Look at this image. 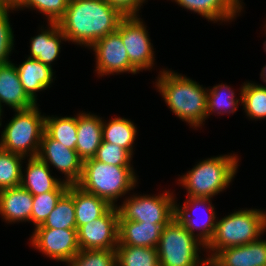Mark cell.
<instances>
[{"mask_svg": "<svg viewBox=\"0 0 266 266\" xmlns=\"http://www.w3.org/2000/svg\"><path fill=\"white\" fill-rule=\"evenodd\" d=\"M124 17L106 0H69L58 25L67 40L91 47L99 38L115 32Z\"/></svg>", "mask_w": 266, "mask_h": 266, "instance_id": "1", "label": "cell"}, {"mask_svg": "<svg viewBox=\"0 0 266 266\" xmlns=\"http://www.w3.org/2000/svg\"><path fill=\"white\" fill-rule=\"evenodd\" d=\"M156 87L173 113L192 127L207 118V91L186 76L163 70Z\"/></svg>", "mask_w": 266, "mask_h": 266, "instance_id": "2", "label": "cell"}, {"mask_svg": "<svg viewBox=\"0 0 266 266\" xmlns=\"http://www.w3.org/2000/svg\"><path fill=\"white\" fill-rule=\"evenodd\" d=\"M134 173L131 166H114L89 158L83 161L82 174L76 185L106 200L111 206H117L116 199L136 186Z\"/></svg>", "mask_w": 266, "mask_h": 266, "instance_id": "3", "label": "cell"}, {"mask_svg": "<svg viewBox=\"0 0 266 266\" xmlns=\"http://www.w3.org/2000/svg\"><path fill=\"white\" fill-rule=\"evenodd\" d=\"M266 229V212L257 209L236 211L219 221L212 239L204 247L215 251L208 261L227 247L241 246L258 240Z\"/></svg>", "mask_w": 266, "mask_h": 266, "instance_id": "4", "label": "cell"}, {"mask_svg": "<svg viewBox=\"0 0 266 266\" xmlns=\"http://www.w3.org/2000/svg\"><path fill=\"white\" fill-rule=\"evenodd\" d=\"M237 159L234 154L208 158L199 162L178 181L187 189L188 197L211 198L232 181L237 171Z\"/></svg>", "mask_w": 266, "mask_h": 266, "instance_id": "5", "label": "cell"}, {"mask_svg": "<svg viewBox=\"0 0 266 266\" xmlns=\"http://www.w3.org/2000/svg\"><path fill=\"white\" fill-rule=\"evenodd\" d=\"M1 135L0 148L25 157H37L45 131V116L35 105L27 110H17ZM30 152V153H28Z\"/></svg>", "mask_w": 266, "mask_h": 266, "instance_id": "6", "label": "cell"}, {"mask_svg": "<svg viewBox=\"0 0 266 266\" xmlns=\"http://www.w3.org/2000/svg\"><path fill=\"white\" fill-rule=\"evenodd\" d=\"M201 245L204 247L176 217L173 218L163 227L157 246L160 266H208V259L201 262L198 255Z\"/></svg>", "mask_w": 266, "mask_h": 266, "instance_id": "7", "label": "cell"}, {"mask_svg": "<svg viewBox=\"0 0 266 266\" xmlns=\"http://www.w3.org/2000/svg\"><path fill=\"white\" fill-rule=\"evenodd\" d=\"M173 193L169 191L159 196H131L117 207L119 220L137 221L151 224H168L175 218Z\"/></svg>", "mask_w": 266, "mask_h": 266, "instance_id": "8", "label": "cell"}, {"mask_svg": "<svg viewBox=\"0 0 266 266\" xmlns=\"http://www.w3.org/2000/svg\"><path fill=\"white\" fill-rule=\"evenodd\" d=\"M117 206H112L103 216L77 230L80 250H116L118 246Z\"/></svg>", "mask_w": 266, "mask_h": 266, "instance_id": "9", "label": "cell"}, {"mask_svg": "<svg viewBox=\"0 0 266 266\" xmlns=\"http://www.w3.org/2000/svg\"><path fill=\"white\" fill-rule=\"evenodd\" d=\"M148 31L137 16L121 20V40L127 50L130 64L137 70L149 69L154 64V51Z\"/></svg>", "mask_w": 266, "mask_h": 266, "instance_id": "10", "label": "cell"}, {"mask_svg": "<svg viewBox=\"0 0 266 266\" xmlns=\"http://www.w3.org/2000/svg\"><path fill=\"white\" fill-rule=\"evenodd\" d=\"M96 55V71L98 75H109L115 72H131L136 74L138 71L130 64L127 50L121 40V22L118 29L103 38H99L91 49Z\"/></svg>", "mask_w": 266, "mask_h": 266, "instance_id": "11", "label": "cell"}, {"mask_svg": "<svg viewBox=\"0 0 266 266\" xmlns=\"http://www.w3.org/2000/svg\"><path fill=\"white\" fill-rule=\"evenodd\" d=\"M31 238L32 246L57 261L67 262L80 251L77 229L35 228Z\"/></svg>", "mask_w": 266, "mask_h": 266, "instance_id": "12", "label": "cell"}, {"mask_svg": "<svg viewBox=\"0 0 266 266\" xmlns=\"http://www.w3.org/2000/svg\"><path fill=\"white\" fill-rule=\"evenodd\" d=\"M37 157L49 166V163L66 176L68 184H76L81 177L83 160L76 150L63 146L43 132Z\"/></svg>", "mask_w": 266, "mask_h": 266, "instance_id": "13", "label": "cell"}, {"mask_svg": "<svg viewBox=\"0 0 266 266\" xmlns=\"http://www.w3.org/2000/svg\"><path fill=\"white\" fill-rule=\"evenodd\" d=\"M207 203H209L208 208L206 209L207 216L205 217V220L203 218H200L202 222L198 223L197 220L199 218L196 217V215L195 216L192 215L191 212L189 211L193 207L197 208L200 206H205ZM175 217L190 234L195 235L194 231L196 229L199 230L200 232L199 234L196 235V237H198V239L200 240L201 243L204 244V246H206L209 243V241L212 239L216 229L217 219L214 211V206H212L210 198L189 197L188 200L184 203L182 208H180L179 205L175 204Z\"/></svg>", "mask_w": 266, "mask_h": 266, "instance_id": "14", "label": "cell"}, {"mask_svg": "<svg viewBox=\"0 0 266 266\" xmlns=\"http://www.w3.org/2000/svg\"><path fill=\"white\" fill-rule=\"evenodd\" d=\"M208 266H266V241L258 240L219 250Z\"/></svg>", "mask_w": 266, "mask_h": 266, "instance_id": "15", "label": "cell"}, {"mask_svg": "<svg viewBox=\"0 0 266 266\" xmlns=\"http://www.w3.org/2000/svg\"><path fill=\"white\" fill-rule=\"evenodd\" d=\"M17 110H27L37 105L24 91L16 66L9 62L0 65V114L2 103Z\"/></svg>", "mask_w": 266, "mask_h": 266, "instance_id": "16", "label": "cell"}, {"mask_svg": "<svg viewBox=\"0 0 266 266\" xmlns=\"http://www.w3.org/2000/svg\"><path fill=\"white\" fill-rule=\"evenodd\" d=\"M165 225L118 220V245L157 248Z\"/></svg>", "mask_w": 266, "mask_h": 266, "instance_id": "17", "label": "cell"}, {"mask_svg": "<svg viewBox=\"0 0 266 266\" xmlns=\"http://www.w3.org/2000/svg\"><path fill=\"white\" fill-rule=\"evenodd\" d=\"M26 175L22 173L20 186L33 196L53 190H68L70 184L51 176L49 166L38 157H30Z\"/></svg>", "mask_w": 266, "mask_h": 266, "instance_id": "18", "label": "cell"}, {"mask_svg": "<svg viewBox=\"0 0 266 266\" xmlns=\"http://www.w3.org/2000/svg\"><path fill=\"white\" fill-rule=\"evenodd\" d=\"M102 118L96 115L81 113L77 115L76 152L84 161L93 158L103 141Z\"/></svg>", "mask_w": 266, "mask_h": 266, "instance_id": "19", "label": "cell"}, {"mask_svg": "<svg viewBox=\"0 0 266 266\" xmlns=\"http://www.w3.org/2000/svg\"><path fill=\"white\" fill-rule=\"evenodd\" d=\"M33 195L21 186L0 190V214L9 222L29 221Z\"/></svg>", "mask_w": 266, "mask_h": 266, "instance_id": "20", "label": "cell"}, {"mask_svg": "<svg viewBox=\"0 0 266 266\" xmlns=\"http://www.w3.org/2000/svg\"><path fill=\"white\" fill-rule=\"evenodd\" d=\"M16 69L24 91L36 103V92L46 90L53 81L52 67L28 57Z\"/></svg>", "mask_w": 266, "mask_h": 266, "instance_id": "21", "label": "cell"}, {"mask_svg": "<svg viewBox=\"0 0 266 266\" xmlns=\"http://www.w3.org/2000/svg\"><path fill=\"white\" fill-rule=\"evenodd\" d=\"M49 25L48 30L46 29L41 34L31 38V56L29 58L37 59L51 67V62L59 55L61 39L62 41H67V39L58 22H49Z\"/></svg>", "mask_w": 266, "mask_h": 266, "instance_id": "22", "label": "cell"}, {"mask_svg": "<svg viewBox=\"0 0 266 266\" xmlns=\"http://www.w3.org/2000/svg\"><path fill=\"white\" fill-rule=\"evenodd\" d=\"M76 229L103 216L112 206L95 194L88 193L73 184Z\"/></svg>", "mask_w": 266, "mask_h": 266, "instance_id": "23", "label": "cell"}, {"mask_svg": "<svg viewBox=\"0 0 266 266\" xmlns=\"http://www.w3.org/2000/svg\"><path fill=\"white\" fill-rule=\"evenodd\" d=\"M178 5L208 19V21H228L242 10L234 0H175Z\"/></svg>", "mask_w": 266, "mask_h": 266, "instance_id": "24", "label": "cell"}, {"mask_svg": "<svg viewBox=\"0 0 266 266\" xmlns=\"http://www.w3.org/2000/svg\"><path fill=\"white\" fill-rule=\"evenodd\" d=\"M35 228L76 229L73 184L69 185L43 224Z\"/></svg>", "mask_w": 266, "mask_h": 266, "instance_id": "25", "label": "cell"}, {"mask_svg": "<svg viewBox=\"0 0 266 266\" xmlns=\"http://www.w3.org/2000/svg\"><path fill=\"white\" fill-rule=\"evenodd\" d=\"M136 126L128 119L116 117L109 123H102L103 142H108L126 149L133 155V143L136 137Z\"/></svg>", "mask_w": 266, "mask_h": 266, "instance_id": "26", "label": "cell"}, {"mask_svg": "<svg viewBox=\"0 0 266 266\" xmlns=\"http://www.w3.org/2000/svg\"><path fill=\"white\" fill-rule=\"evenodd\" d=\"M45 132L63 146L76 150L77 117H45Z\"/></svg>", "mask_w": 266, "mask_h": 266, "instance_id": "27", "label": "cell"}, {"mask_svg": "<svg viewBox=\"0 0 266 266\" xmlns=\"http://www.w3.org/2000/svg\"><path fill=\"white\" fill-rule=\"evenodd\" d=\"M117 266H160L157 248L118 245Z\"/></svg>", "mask_w": 266, "mask_h": 266, "instance_id": "28", "label": "cell"}, {"mask_svg": "<svg viewBox=\"0 0 266 266\" xmlns=\"http://www.w3.org/2000/svg\"><path fill=\"white\" fill-rule=\"evenodd\" d=\"M240 94V100L247 116L254 119L266 118V85L245 83Z\"/></svg>", "mask_w": 266, "mask_h": 266, "instance_id": "29", "label": "cell"}, {"mask_svg": "<svg viewBox=\"0 0 266 266\" xmlns=\"http://www.w3.org/2000/svg\"><path fill=\"white\" fill-rule=\"evenodd\" d=\"M23 158L25 157L0 148V190L20 186Z\"/></svg>", "mask_w": 266, "mask_h": 266, "instance_id": "30", "label": "cell"}, {"mask_svg": "<svg viewBox=\"0 0 266 266\" xmlns=\"http://www.w3.org/2000/svg\"><path fill=\"white\" fill-rule=\"evenodd\" d=\"M234 95L233 90L223 84L207 90V117L216 111L217 114L234 113L239 102V99H235Z\"/></svg>", "mask_w": 266, "mask_h": 266, "instance_id": "31", "label": "cell"}, {"mask_svg": "<svg viewBox=\"0 0 266 266\" xmlns=\"http://www.w3.org/2000/svg\"><path fill=\"white\" fill-rule=\"evenodd\" d=\"M66 263L68 266H117L116 250H80Z\"/></svg>", "mask_w": 266, "mask_h": 266, "instance_id": "32", "label": "cell"}, {"mask_svg": "<svg viewBox=\"0 0 266 266\" xmlns=\"http://www.w3.org/2000/svg\"><path fill=\"white\" fill-rule=\"evenodd\" d=\"M66 191L67 190H53L40 195H34L30 221H32L36 227L42 225L55 208L60 197Z\"/></svg>", "mask_w": 266, "mask_h": 266, "instance_id": "33", "label": "cell"}, {"mask_svg": "<svg viewBox=\"0 0 266 266\" xmlns=\"http://www.w3.org/2000/svg\"><path fill=\"white\" fill-rule=\"evenodd\" d=\"M93 158L114 166H131L132 155L120 146L102 141Z\"/></svg>", "mask_w": 266, "mask_h": 266, "instance_id": "34", "label": "cell"}, {"mask_svg": "<svg viewBox=\"0 0 266 266\" xmlns=\"http://www.w3.org/2000/svg\"><path fill=\"white\" fill-rule=\"evenodd\" d=\"M68 2L69 0H24L21 8L39 9L40 13L46 14L49 22H58L65 15Z\"/></svg>", "mask_w": 266, "mask_h": 266, "instance_id": "35", "label": "cell"}, {"mask_svg": "<svg viewBox=\"0 0 266 266\" xmlns=\"http://www.w3.org/2000/svg\"><path fill=\"white\" fill-rule=\"evenodd\" d=\"M9 10H0V65L9 63L14 36L8 18Z\"/></svg>", "mask_w": 266, "mask_h": 266, "instance_id": "36", "label": "cell"}, {"mask_svg": "<svg viewBox=\"0 0 266 266\" xmlns=\"http://www.w3.org/2000/svg\"><path fill=\"white\" fill-rule=\"evenodd\" d=\"M125 16H138L137 12L145 0H106Z\"/></svg>", "mask_w": 266, "mask_h": 266, "instance_id": "37", "label": "cell"}, {"mask_svg": "<svg viewBox=\"0 0 266 266\" xmlns=\"http://www.w3.org/2000/svg\"><path fill=\"white\" fill-rule=\"evenodd\" d=\"M24 0H0V10H14L22 6Z\"/></svg>", "mask_w": 266, "mask_h": 266, "instance_id": "38", "label": "cell"}, {"mask_svg": "<svg viewBox=\"0 0 266 266\" xmlns=\"http://www.w3.org/2000/svg\"><path fill=\"white\" fill-rule=\"evenodd\" d=\"M260 75H261V79L263 80V82L266 83V65L265 67L262 68Z\"/></svg>", "mask_w": 266, "mask_h": 266, "instance_id": "39", "label": "cell"}, {"mask_svg": "<svg viewBox=\"0 0 266 266\" xmlns=\"http://www.w3.org/2000/svg\"><path fill=\"white\" fill-rule=\"evenodd\" d=\"M235 2H236V4L238 5V6H240L241 8H242V3H240L241 1H239V0H234Z\"/></svg>", "mask_w": 266, "mask_h": 266, "instance_id": "40", "label": "cell"}]
</instances>
